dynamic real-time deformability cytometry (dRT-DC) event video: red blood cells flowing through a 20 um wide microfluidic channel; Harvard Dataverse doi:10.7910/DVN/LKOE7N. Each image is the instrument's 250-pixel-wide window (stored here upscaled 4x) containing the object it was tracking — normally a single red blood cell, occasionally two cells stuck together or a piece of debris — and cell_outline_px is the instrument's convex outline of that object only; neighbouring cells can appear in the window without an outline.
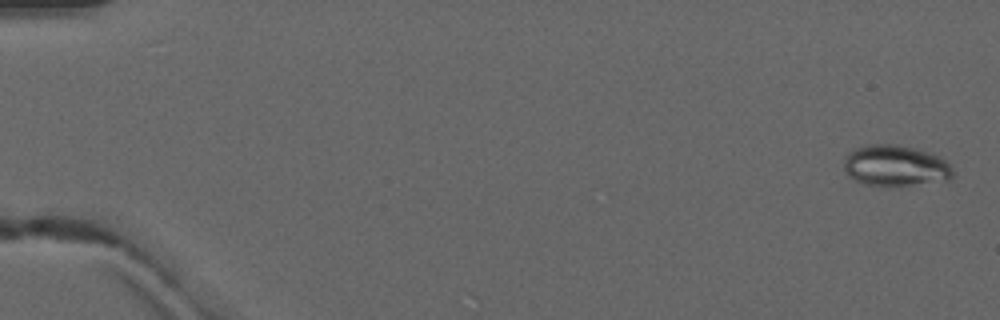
{"species": "common noctule bat (a hibernating species)", "species_latin": "Nyctalus noctula", "temperature_condition": "warm", "stored_images_in_passage": 4, "camera_frame_rate_fps": 3000, "um_per_image_px": 0.085, "animal": {"sex": "male", "forearm_length_mm": 52.5}, "frame": {"image": 1, "passage_image": 1, "time_ms": 0.0, "image_size_px": [1000, 320], "cell_outline_px": [[952, 176], [948, 180], [892, 188], [864, 184], [848, 176], [844, 168], [844, 156], [852, 148], [868, 144], [896, 144], [916, 148], [940, 156], [952, 168]], "centroid_in_image_um": [76.07, 14.1], "position_along_channel_um": 8.9, "area_um2": 26.7}}